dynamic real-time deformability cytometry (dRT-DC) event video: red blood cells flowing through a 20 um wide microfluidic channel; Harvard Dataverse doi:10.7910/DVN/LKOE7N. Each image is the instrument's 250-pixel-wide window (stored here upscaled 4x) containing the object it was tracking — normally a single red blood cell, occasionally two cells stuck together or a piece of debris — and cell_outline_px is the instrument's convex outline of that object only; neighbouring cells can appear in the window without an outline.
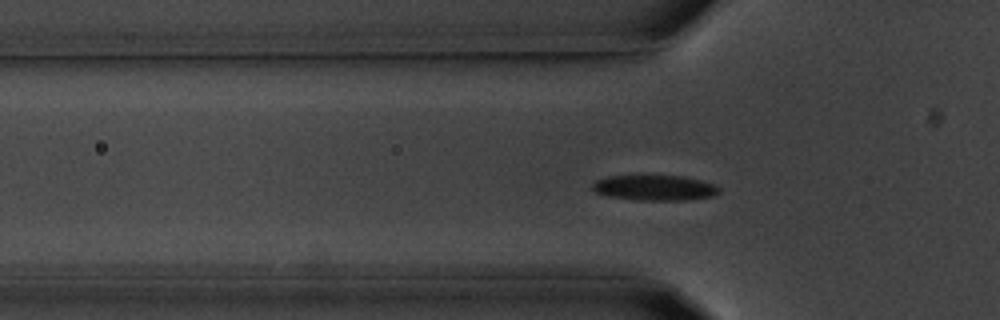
{"species": "common noctule bat (a hibernating species)", "species_latin": "Nyctalus noctula", "temperature_condition": "room temperature", "stored_images_in_passage": 42, "segment_of_instrument_passage": [1, 2], "camera_frame_rate_fps": 3000, "um_per_image_px": 0.085, "animal": {"sex": "male", "body_mass_g": 20.1, "forearm_length_mm": 53.5}, "frame": {"image": 1, "passage_image": 4, "time_ms": 1.0, "image_size_px": [1000, 320], "cell_outline_px": [[720, 192], [712, 196], [688, 200], [636, 200], [608, 196], [596, 192], [592, 188], [592, 184], [596, 180], [608, 176], [640, 172], [684, 176], [700, 180], [712, 184], [720, 188]], "centroid_in_image_um": [55.59, 15.9], "position_along_channel_um": 70.2, "area_um2": 19.71}}
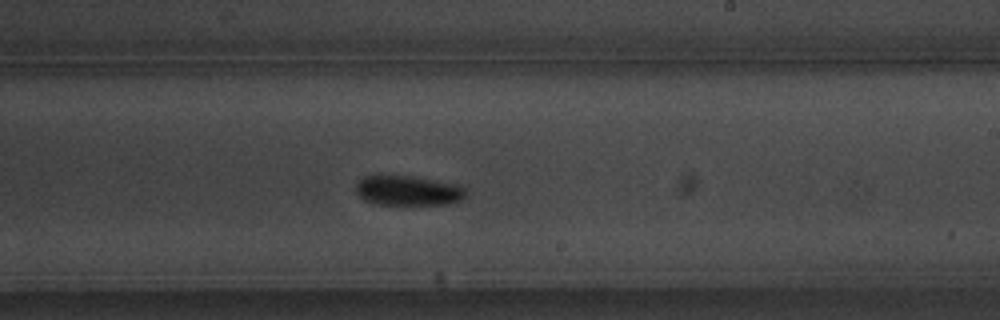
{"frame": {"image": 2, "passage_image": 19, "time_ms": 6.0, "image_size_px": [1000, 320], "cell_outline_px": [[464, 196], [460, 200], [444, 204], [400, 208], [376, 204], [364, 200], [356, 192], [356, 184], [364, 176], [388, 172], [412, 176], [452, 184], [464, 188]], "centroid_in_image_um": [34.55, 16.22], "position_along_channel_um": 254.4, "area_um2": 20.23}}
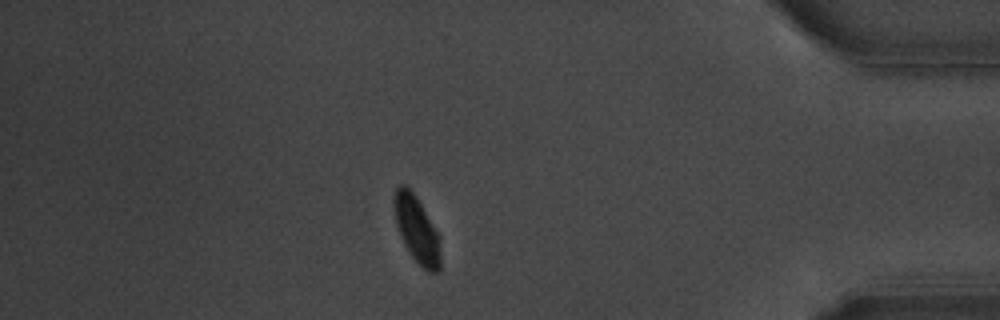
{"frame": {"image": 3, "passage_image": 34, "time_ms": 11.0, "image_size_px": [1000, 320], "cell_outline_px": [[440, 272], [428, 272], [412, 256], [404, 244], [400, 236], [396, 224], [392, 200], [396, 188], [400, 184], [404, 184], [416, 196], [440, 236]], "centroid_in_image_um": [35.42, 19.49], "position_along_channel_um": 399.8, "area_um2": 18.03}}